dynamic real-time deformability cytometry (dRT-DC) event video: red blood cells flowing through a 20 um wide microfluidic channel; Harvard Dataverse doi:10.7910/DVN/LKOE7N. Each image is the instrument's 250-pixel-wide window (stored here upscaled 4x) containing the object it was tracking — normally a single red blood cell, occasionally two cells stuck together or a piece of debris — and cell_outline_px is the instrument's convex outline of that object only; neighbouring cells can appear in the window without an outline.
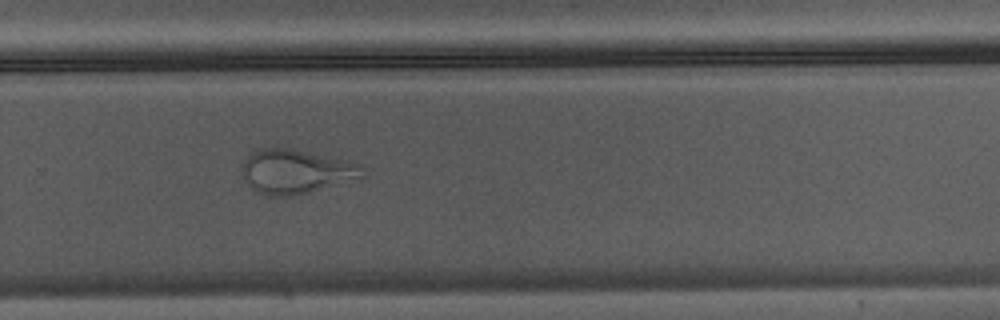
{"species": "Egyptian fruit bat (a non-hibernating species)", "species_latin": "Rousettus aegyptiacus", "temperature_condition": "warm", "stored_images_in_passage": 34, "camera_frame_rate_fps": 3000, "um_per_image_px": 0.085, "animal": {"sex": "male"}, "frame": {"image": 1, "passage_image": 20, "time_ms": 6.333, "image_size_px": [1000, 320], "cell_outline_px": [[364, 176], [360, 180], [308, 192], [288, 196], [264, 196], [248, 184], [244, 180], [244, 160], [256, 148], [292, 148], [344, 160], [360, 164], [364, 168]], "centroid_in_image_um": [25.2, 14.58], "position_along_channel_um": 304.6, "area_um2": 31.04}}